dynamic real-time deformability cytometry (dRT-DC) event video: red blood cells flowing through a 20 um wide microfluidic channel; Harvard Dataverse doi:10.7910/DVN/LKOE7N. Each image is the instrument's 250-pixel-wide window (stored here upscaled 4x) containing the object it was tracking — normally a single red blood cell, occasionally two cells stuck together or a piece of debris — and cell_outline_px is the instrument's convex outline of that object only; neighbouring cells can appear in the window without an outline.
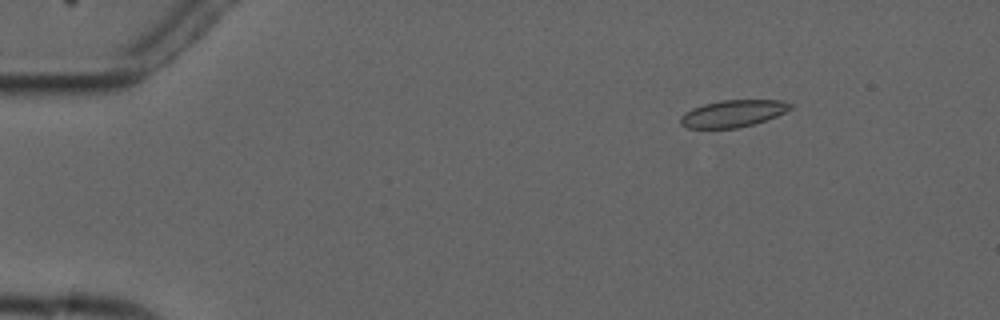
{"species": "common noctule bat (a hibernating species)", "species_latin": "Nyctalus noctula", "temperature_condition": "cold", "stored_images_in_passage": 8, "camera_frame_rate_fps": 3000, "um_per_image_px": 0.085, "animal": {"sex": "male", "forearm_length_mm": 52.5}, "frame": {"image": 1, "passage_image": 1, "time_ms": 0.0, "image_size_px": [1000, 320], "cell_outline_px": [[792, 108], [776, 116], [752, 124], [736, 128], [688, 128], [680, 124], [680, 116], [684, 112], [692, 108], [704, 104], [720, 100], [780, 100], [792, 104]], "centroid_in_image_um": [62.26, 9.64], "position_along_channel_um": 22.7, "area_um2": 17.17}}
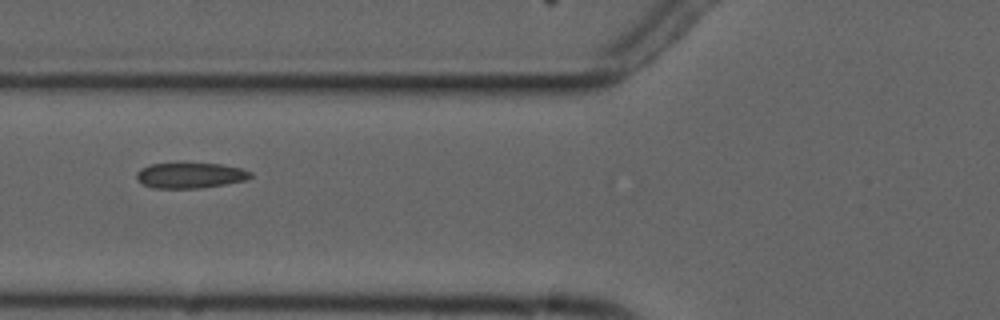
{"frame": {"image": 2, "passage_image": 5, "time_ms": 4.667, "image_size_px": [1000, 320], "cell_outline_px": [[252, 176], [248, 180], [200, 188], [152, 188], [136, 180], [136, 172], [140, 168], [148, 164], [220, 164], [240, 168], [252, 172]], "centroid_in_image_um": [16.15, 14.92], "position_along_channel_um": 109.7, "area_um2": 16.88}}
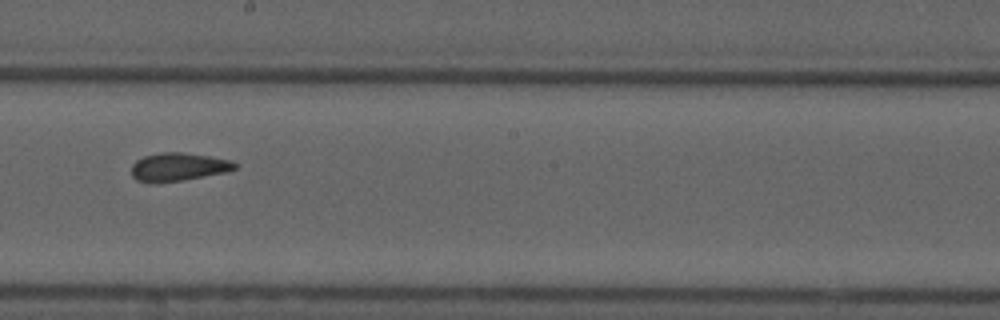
{"frame": {"image": 3, "passage_image": 8, "time_ms": 8.0, "image_size_px": [1000, 320], "cell_outline_px": [[240, 164], [236, 168], [228, 172], [184, 180], [156, 184], [148, 184], [136, 180], [132, 176], [132, 164], [136, 160], [144, 156], [164, 152], [180, 152], [208, 156], [232, 160]], "centroid_in_image_um": [15.16, 14.21], "position_along_channel_um": 233.0, "area_um2": 17.4}}